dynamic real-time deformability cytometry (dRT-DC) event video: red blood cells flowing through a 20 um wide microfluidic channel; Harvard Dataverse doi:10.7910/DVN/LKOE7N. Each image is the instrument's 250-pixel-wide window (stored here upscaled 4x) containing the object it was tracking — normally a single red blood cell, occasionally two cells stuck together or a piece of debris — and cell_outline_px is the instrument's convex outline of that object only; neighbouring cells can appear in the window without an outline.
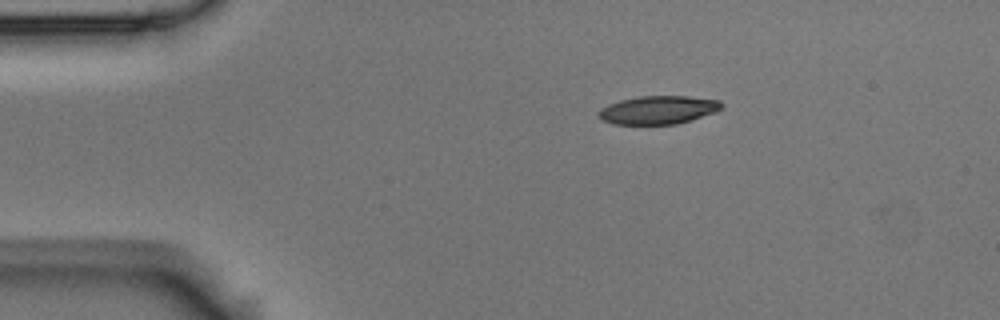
{"species": "Egyptian fruit bat (a non-hibernating species)", "species_latin": "Rousettus aegyptiacus", "temperature_condition": "room temperature", "stored_images_in_passage": 3, "camera_frame_rate_fps": 3000, "um_per_image_px": 0.085, "animal": {"sex": "male"}, "frame": {"image": 1, "passage_image": 1, "time_ms": 0.0, "image_size_px": [1000, 320], "cell_outline_px": [[724, 108], [716, 112], [692, 120], [676, 124], [612, 124], [604, 120], [600, 116], [600, 108], [608, 104], [620, 100], [636, 96], [688, 96], [720, 100], [724, 104]], "centroid_in_image_um": [56.01, 9.33], "position_along_channel_um": 29.0, "area_um2": 20.4}}
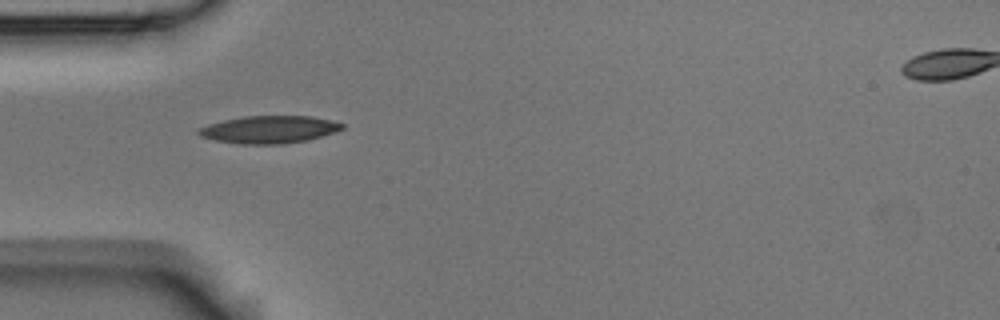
{"frame": {"image": 2, "passage_image": 3, "time_ms": 0.667, "image_size_px": [1000, 320], "cell_outline_px": [[344, 128], [336, 132], [308, 140], [280, 144], [244, 144], [216, 140], [200, 136], [196, 132], [196, 128], [208, 124], [224, 120], [244, 116], [308, 116], [328, 120], [344, 124]], "centroid_in_image_um": [22.85, 11.01], "position_along_channel_um": 62.1, "area_um2": 22.89}}